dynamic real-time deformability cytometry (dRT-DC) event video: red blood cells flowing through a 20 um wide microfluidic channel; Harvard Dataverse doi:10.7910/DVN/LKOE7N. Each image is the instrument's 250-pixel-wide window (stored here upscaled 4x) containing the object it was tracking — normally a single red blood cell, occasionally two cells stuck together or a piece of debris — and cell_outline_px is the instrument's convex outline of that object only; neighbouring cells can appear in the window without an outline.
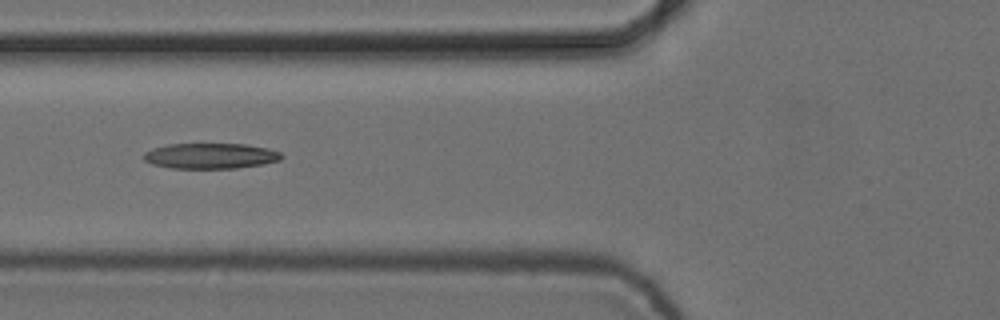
{"species": "common noctule bat (a hibernating species)", "species_latin": "Nyctalus noctula", "temperature_condition": "cold", "stored_images_in_passage": 9, "camera_frame_rate_fps": 3000, "um_per_image_px": 0.085, "animal": {"sex": "female", "body_mass_g": 24.6, "forearm_length_mm": 56.2}, "frame": {"image": 1, "passage_image": 6, "time_ms": 1.667, "image_size_px": [1000, 320], "cell_outline_px": [[284, 156], [280, 160], [264, 164], [236, 168], [172, 168], [152, 164], [144, 160], [144, 152], [152, 148], [168, 144], [244, 144], [268, 148], [280, 152]], "centroid_in_image_um": [17.9, 13.25], "position_along_channel_um": 107.9, "area_um2": 20.52}}
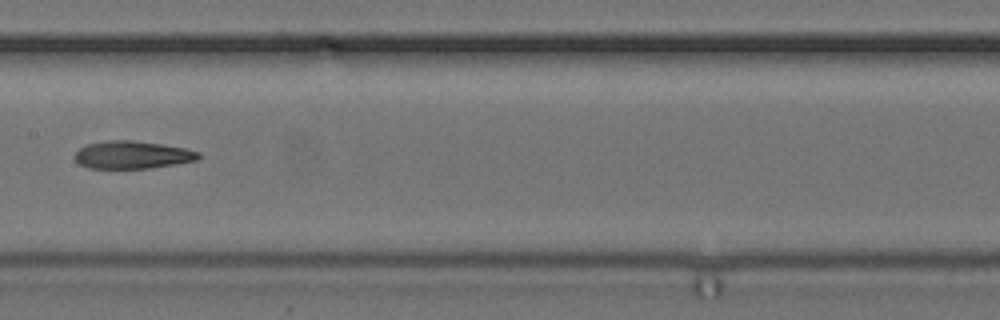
{"frame": {"image": 2, "passage_image": 8, "time_ms": 2.333, "image_size_px": [1000, 320], "cell_outline_px": [[200, 156], [196, 160], [148, 168], [88, 168], [80, 164], [76, 160], [76, 152], [80, 148], [88, 144], [108, 140], [132, 140], [160, 144], [184, 148], [200, 152]], "centroid_in_image_um": [11.23, 13.16], "position_along_channel_um": 196.2, "area_um2": 19.59}}
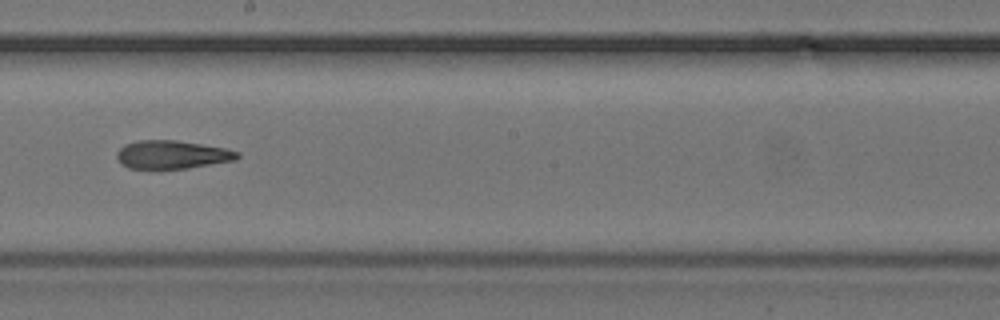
{"frame": {"image": 3, "passage_image": 9, "time_ms": 2.667, "image_size_px": [1000, 320], "cell_outline_px": [[240, 156], [236, 160], [188, 168], [160, 172], [128, 168], [120, 164], [116, 156], [116, 152], [124, 144], [136, 140], [176, 140], [224, 148], [240, 152]], "centroid_in_image_um": [14.55, 13.19], "position_along_channel_um": 233.6, "area_um2": 20.75}}